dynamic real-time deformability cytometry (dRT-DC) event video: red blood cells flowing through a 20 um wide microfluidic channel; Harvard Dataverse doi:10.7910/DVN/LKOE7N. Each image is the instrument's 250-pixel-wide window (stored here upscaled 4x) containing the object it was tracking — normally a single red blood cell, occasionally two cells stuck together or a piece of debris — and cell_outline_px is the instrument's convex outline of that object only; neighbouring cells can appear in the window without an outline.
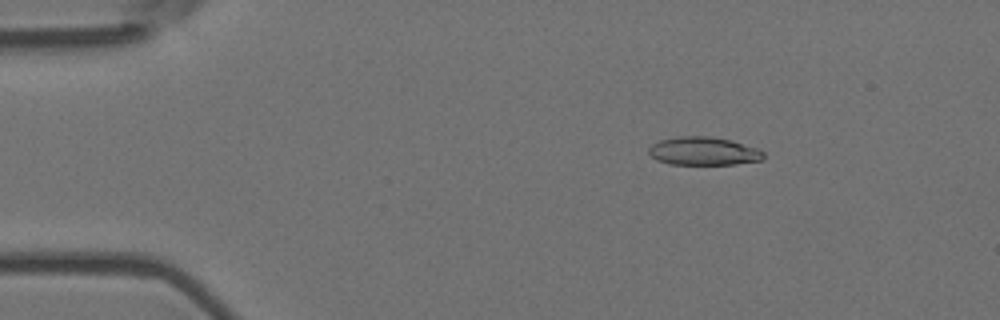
{"species": "Egyptian fruit bat (a non-hibernating species)", "species_latin": "Rousettus aegyptiacus", "temperature_condition": "room temperature", "stored_images_in_passage": 4, "camera_frame_rate_fps": 3000, "um_per_image_px": 0.085, "animal": {"sex": "female"}, "frame": {"image": 1, "passage_image": 2, "time_ms": 0.333, "image_size_px": [1000, 320], "cell_outline_px": [[764, 160], [736, 164], [668, 164], [656, 160], [648, 152], [648, 148], [652, 144], [660, 140], [680, 136], [708, 136], [732, 140], [756, 148], [764, 152]], "centroid_in_image_um": [59.8, 12.85], "position_along_channel_um": 25.2, "area_um2": 18.96}}